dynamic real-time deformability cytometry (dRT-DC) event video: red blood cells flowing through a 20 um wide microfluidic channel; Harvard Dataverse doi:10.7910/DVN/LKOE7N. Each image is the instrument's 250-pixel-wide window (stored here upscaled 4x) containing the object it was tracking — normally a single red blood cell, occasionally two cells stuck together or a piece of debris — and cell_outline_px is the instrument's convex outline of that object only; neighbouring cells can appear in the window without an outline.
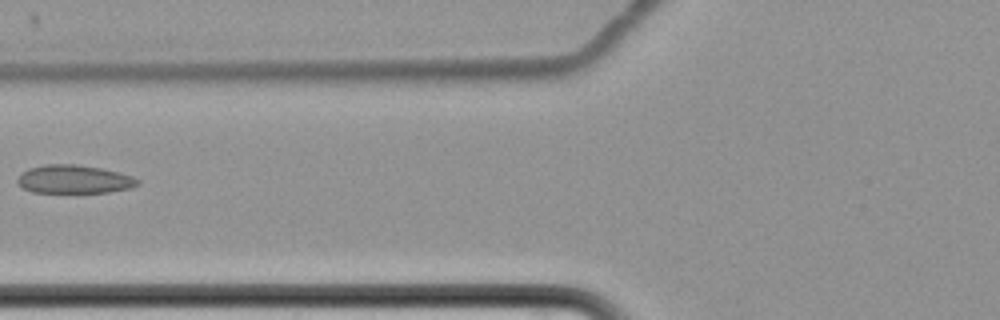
{"species": "common noctule bat (a hibernating species)", "species_latin": "Nyctalus noctula", "temperature_condition": "cold", "stored_images_in_passage": 15, "camera_frame_rate_fps": 3000, "um_per_image_px": 0.085, "animal": {"sex": "female", "body_mass_g": 22.7, "forearm_length_mm": 54.2}, "frame": {"image": 1, "passage_image": 7, "time_ms": 8.667, "image_size_px": [1000, 320], "cell_outline_px": [[140, 184], [132, 188], [108, 192], [32, 192], [24, 188], [16, 180], [20, 172], [28, 168], [44, 164], [76, 164], [100, 168], [132, 176], [140, 180]], "centroid_in_image_um": [6.29, 15.23], "position_along_channel_um": 119.5, "area_um2": 19.88}}
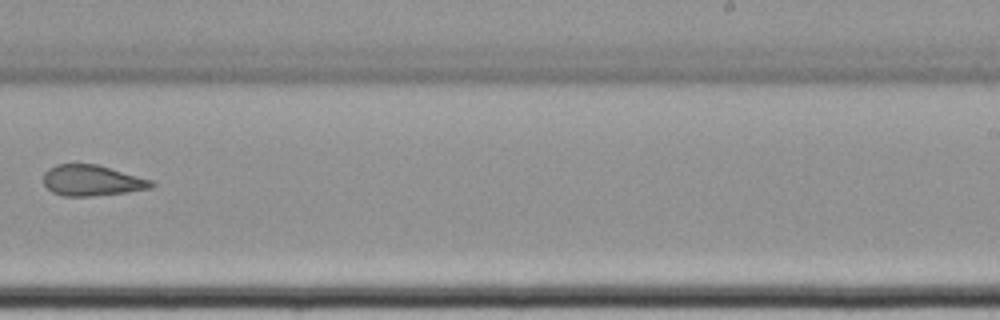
{"frame": {"image": 2, "passage_image": 11, "time_ms": 13.333, "image_size_px": [1000, 320], "cell_outline_px": [[156, 184], [152, 188], [128, 192], [92, 196], [64, 196], [52, 192], [44, 184], [44, 172], [48, 168], [56, 164], [96, 164], [152, 180]], "centroid_in_image_um": [7.82, 15.34], "position_along_channel_um": 281.2, "area_um2": 19.36}}
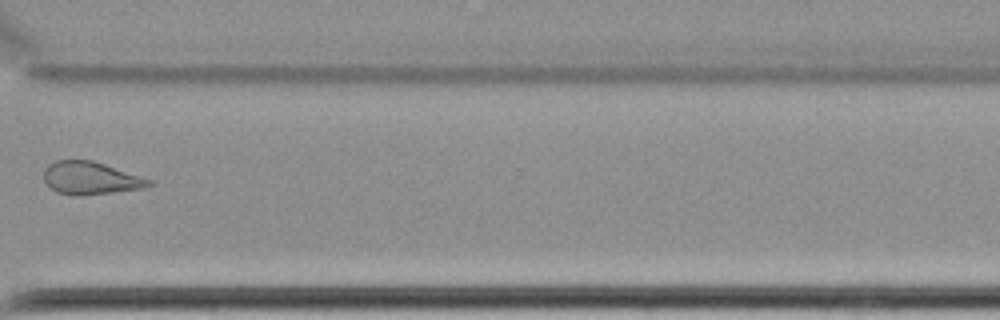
{"frame": {"image": 3, "passage_image": 13, "time_ms": 15.667, "image_size_px": [1000, 320], "cell_outline_px": [[156, 184], [144, 188], [80, 196], [76, 196], [56, 192], [44, 180], [44, 172], [48, 164], [56, 160], [92, 160], [152, 180]], "centroid_in_image_um": [7.71, 15.14], "position_along_channel_um": 362.9, "area_um2": 19.94}, "authors_computed_cell_mechanics": {"area_um2": 21.4438, "velocity_mm_per_s": 3.4751, "shape_relaxation_time_tau1_ms": 6.0864, "shape_relaxation_time_tau2_ms": 2.0776, "deformation_change_tau1": 0.1105, "deformation_change_tau2": 0.0535}}